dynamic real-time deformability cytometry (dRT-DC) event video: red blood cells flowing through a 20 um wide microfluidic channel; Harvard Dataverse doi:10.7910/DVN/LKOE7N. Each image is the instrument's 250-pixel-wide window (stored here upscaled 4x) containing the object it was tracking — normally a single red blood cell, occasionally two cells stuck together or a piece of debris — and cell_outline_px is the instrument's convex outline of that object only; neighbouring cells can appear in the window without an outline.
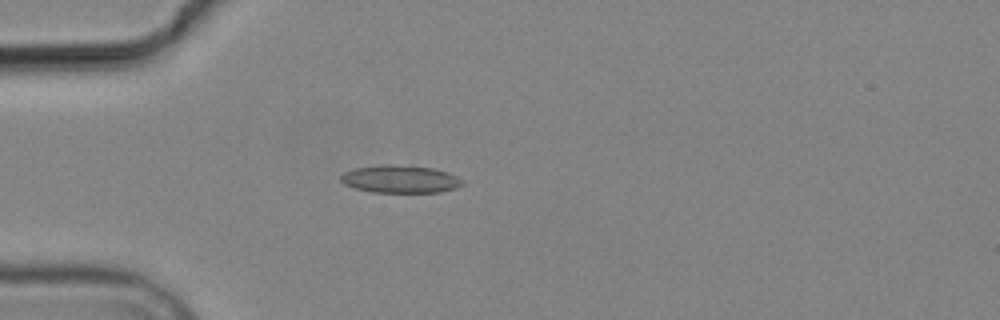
{"species": "common noctule bat (a hibernating species)", "species_latin": "Nyctalus noctula", "temperature_condition": "cold", "stored_images_in_passage": 2, "camera_frame_rate_fps": 3000, "um_per_image_px": 0.085, "animal": {"sex": "male", "body_mass_g": 19.2, "forearm_length_mm": 51.8}, "frame": {"image": 1, "passage_image": 1, "time_ms": 0.0, "image_size_px": [1000, 320], "cell_outline_px": [[464, 184], [456, 188], [440, 192], [372, 192], [356, 188], [344, 184], [340, 180], [340, 176], [344, 172], [356, 168], [380, 164], [392, 164], [432, 168], [448, 172], [464, 180]], "centroid_in_image_um": [34.03, 15.22], "position_along_channel_um": 51.0, "area_um2": 19.65}}